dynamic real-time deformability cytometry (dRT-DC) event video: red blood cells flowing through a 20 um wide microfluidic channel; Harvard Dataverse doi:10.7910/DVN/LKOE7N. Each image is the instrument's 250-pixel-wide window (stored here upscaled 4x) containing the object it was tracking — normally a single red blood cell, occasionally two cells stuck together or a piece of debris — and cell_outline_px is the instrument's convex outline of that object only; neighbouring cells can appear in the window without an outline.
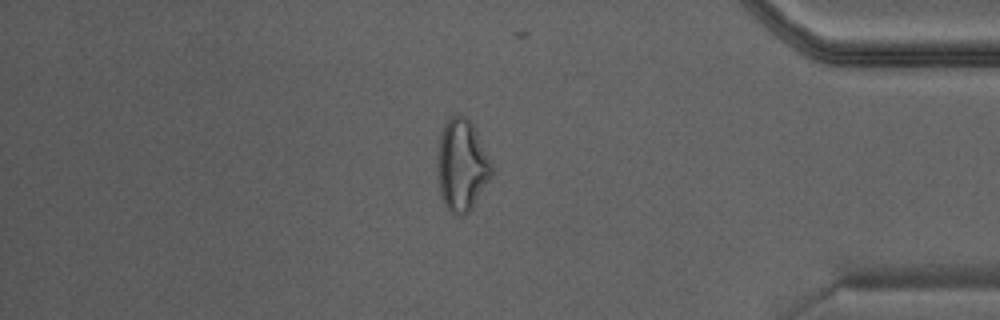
{"species": "Egyptian fruit bat (a non-hibernating species)", "species_latin": "Rousettus aegyptiacus", "temperature_condition": "warm", "stored_images_in_passage": 27, "camera_frame_rate_fps": 3000, "um_per_image_px": 0.085, "animal": {"sex": "male"}, "frame": {"image": 1, "passage_image": 23, "time_ms": 7.333, "image_size_px": [1000, 320], "cell_outline_px": [[492, 172], [472, 208], [464, 216], [456, 216], [448, 208], [440, 192], [440, 136], [452, 112], [460, 112], [472, 124], [492, 164]], "centroid_in_image_um": [39.28, 14.02], "position_along_channel_um": 395.9, "area_um2": 27.74}}
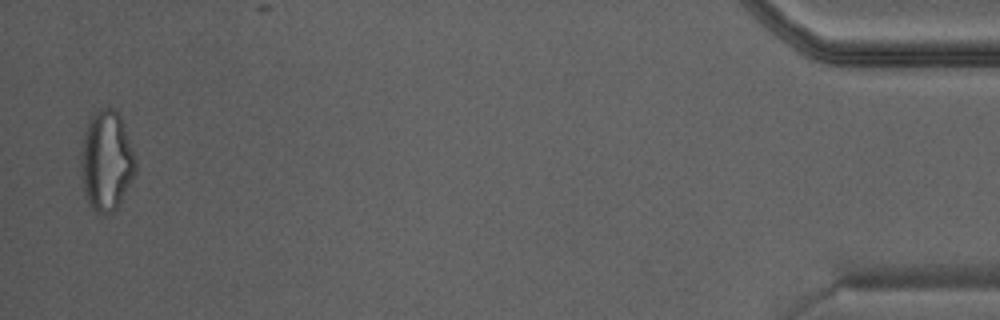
{"frame": {"image": 2, "passage_image": 27, "time_ms": 8.667, "image_size_px": [1000, 320], "cell_outline_px": [[136, 172], [116, 208], [112, 212], [104, 216], [92, 212], [88, 204], [84, 188], [80, 160], [80, 152], [88, 124], [92, 112], [104, 108], [116, 108], [120, 116], [136, 164]], "centroid_in_image_um": [9.02, 13.71], "position_along_channel_um": 426.2, "area_um2": 31.44}}